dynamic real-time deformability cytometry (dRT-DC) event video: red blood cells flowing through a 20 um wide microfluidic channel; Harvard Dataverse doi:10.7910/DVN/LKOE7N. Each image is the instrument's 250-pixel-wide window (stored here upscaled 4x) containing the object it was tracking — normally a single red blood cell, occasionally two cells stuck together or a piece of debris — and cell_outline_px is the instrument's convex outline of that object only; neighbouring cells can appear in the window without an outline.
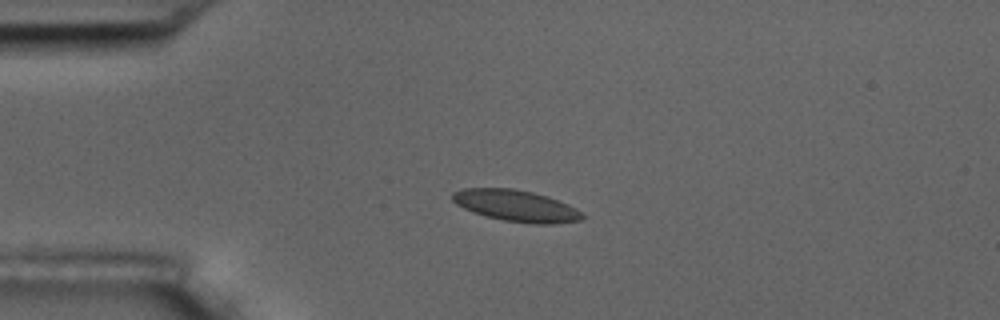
{"species": "common noctule bat (a hibernating species)", "species_latin": "Nyctalus noctula", "temperature_condition": "room temperature", "stored_images_in_passage": 4, "camera_frame_rate_fps": 3000, "um_per_image_px": 0.085, "animal": {"sex": "male", "body_mass_g": 17.5, "forearm_length_mm": 52.3}, "frame": {"image": 1, "passage_image": 3, "time_ms": 2.333, "image_size_px": [1000, 320], "cell_outline_px": [[584, 216], [580, 220], [552, 224], [532, 224], [504, 220], [484, 216], [472, 212], [456, 204], [452, 200], [452, 192], [464, 188], [516, 188], [548, 196], [568, 204], [576, 208]], "centroid_in_image_um": [43.84, 17.48], "position_along_channel_um": 41.2, "area_um2": 23.87}}